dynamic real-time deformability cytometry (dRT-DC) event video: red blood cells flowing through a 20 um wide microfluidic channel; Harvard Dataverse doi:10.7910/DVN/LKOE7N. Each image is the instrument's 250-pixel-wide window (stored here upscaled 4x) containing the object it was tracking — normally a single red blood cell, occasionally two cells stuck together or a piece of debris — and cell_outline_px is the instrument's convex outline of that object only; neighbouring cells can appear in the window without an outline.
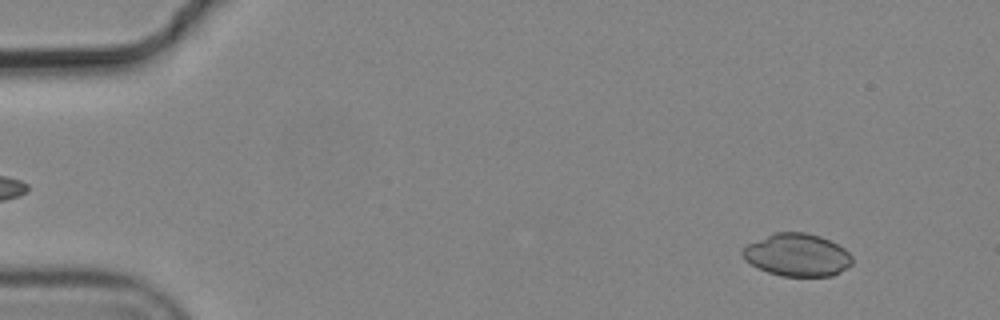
{"species": "common noctule bat (a hibernating species)", "species_latin": "Nyctalus noctula", "temperature_condition": "cold", "stored_images_in_passage": 4, "camera_frame_rate_fps": 3000, "um_per_image_px": 0.085, "animal": {"sex": "male", "body_mass_g": 19.2, "forearm_length_mm": 51.8}, "frame": {"image": 1, "passage_image": 1, "time_ms": 0.0, "image_size_px": [1000, 320], "cell_outline_px": [[852, 264], [840, 272], [832, 276], [780, 276], [768, 272], [744, 260], [740, 252], [748, 244], [776, 232], [804, 232], [820, 236], [844, 248], [852, 256]], "centroid_in_image_um": [67.76, 21.68], "position_along_channel_um": 17.2, "area_um2": 27.05}}
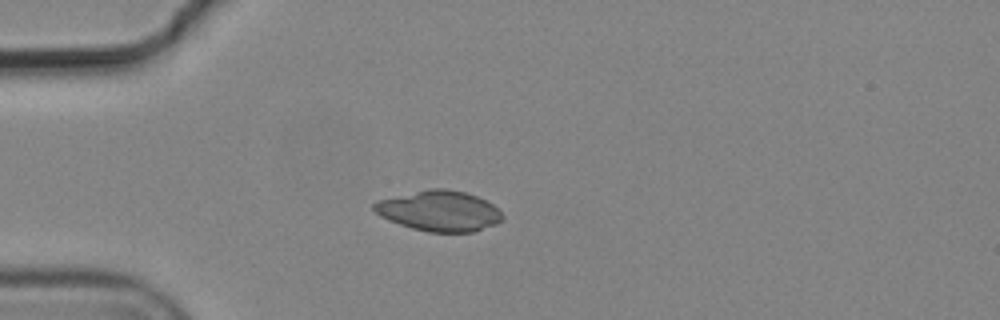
{"frame": {"image": 2, "passage_image": 4, "time_ms": 1.0, "image_size_px": [1000, 320], "cell_outline_px": [[504, 220], [496, 224], [472, 232], [428, 232], [412, 228], [388, 220], [380, 216], [372, 208], [372, 204], [376, 200], [428, 188], [444, 188], [464, 192], [476, 196], [492, 204], [504, 216]], "centroid_in_image_um": [37.31, 17.92], "position_along_channel_um": 47.7, "area_um2": 30.35}}